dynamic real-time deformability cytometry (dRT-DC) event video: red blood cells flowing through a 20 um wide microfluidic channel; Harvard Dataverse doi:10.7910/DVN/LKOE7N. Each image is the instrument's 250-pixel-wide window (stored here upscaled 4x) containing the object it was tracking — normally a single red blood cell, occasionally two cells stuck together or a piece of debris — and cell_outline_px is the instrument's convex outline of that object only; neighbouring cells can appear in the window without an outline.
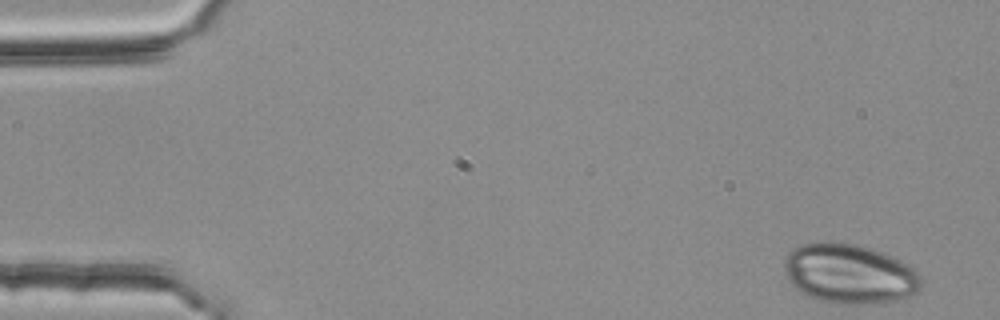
{"species": "common noctule bat (a hibernating species)", "species_latin": "Nyctalus noctula", "temperature_condition": "room temperature", "stored_images_in_passage": 48, "camera_frame_rate_fps": 3000, "um_per_image_px": 0.085, "animal": {"sex": "female", "body_mass_g": 25.1}, "frame": {"image": 1, "passage_image": 1, "time_ms": 0.0, "image_size_px": [1000, 320], "cell_outline_px": [[920, 288], [916, 292], [904, 300], [864, 304], [836, 304], [820, 300], [808, 296], [800, 292], [788, 280], [784, 272], [784, 260], [788, 252], [804, 244], [824, 240], [828, 240], [856, 244], [884, 252], [908, 264], [920, 276]], "centroid_in_image_um": [72.19, 23.27], "position_along_channel_um": 12.8, "area_um2": 48.09}}
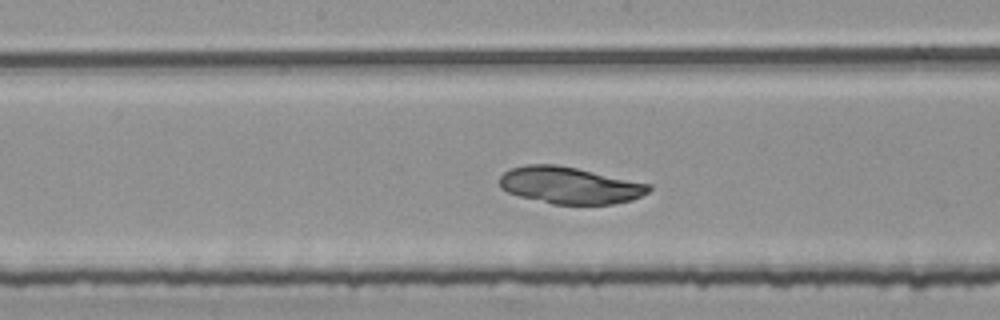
{"frame": {"image": 2, "passage_image": 26, "time_ms": 8.333, "image_size_px": [1000, 320], "cell_outline_px": [[652, 188], [648, 192], [632, 200], [612, 204], [552, 204], [520, 196], [508, 192], [500, 188], [500, 176], [504, 172], [512, 168], [528, 164], [556, 164], [576, 168], [652, 184]], "centroid_in_image_um": [48.44, 15.75], "position_along_channel_um": 199.8, "area_um2": 31.96}}
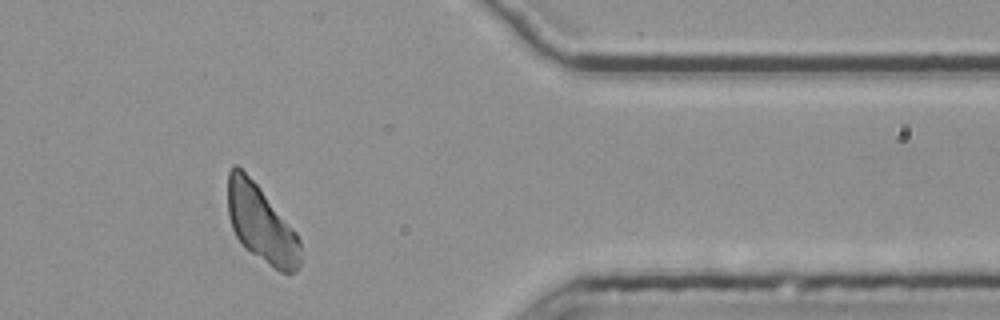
{"frame": {"image": 3, "passage_image": 43, "time_ms": 14.0, "image_size_px": [1000, 320], "cell_outline_px": [[300, 268], [296, 272], [288, 276], [280, 272], [244, 248], [236, 236], [232, 228], [228, 216], [228, 172], [232, 164], [236, 164], [256, 184], [296, 232], [300, 240]], "centroid_in_image_um": [22.21, 19.08], "position_along_channel_um": 389.2, "area_um2": 32.54}}